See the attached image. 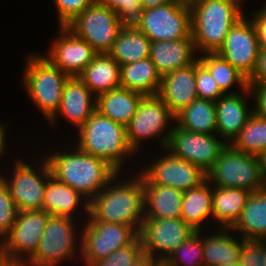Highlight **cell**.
<instances>
[{"label":"cell","instance_id":"obj_28","mask_svg":"<svg viewBox=\"0 0 266 266\" xmlns=\"http://www.w3.org/2000/svg\"><path fill=\"white\" fill-rule=\"evenodd\" d=\"M121 87L145 95H156L161 85V75L150 57L120 66Z\"/></svg>","mask_w":266,"mask_h":266},{"label":"cell","instance_id":"obj_49","mask_svg":"<svg viewBox=\"0 0 266 266\" xmlns=\"http://www.w3.org/2000/svg\"><path fill=\"white\" fill-rule=\"evenodd\" d=\"M261 168H262V180L263 185L266 188V153L261 157Z\"/></svg>","mask_w":266,"mask_h":266},{"label":"cell","instance_id":"obj_6","mask_svg":"<svg viewBox=\"0 0 266 266\" xmlns=\"http://www.w3.org/2000/svg\"><path fill=\"white\" fill-rule=\"evenodd\" d=\"M24 75L27 93L36 106L51 119L59 109L65 82L70 77L39 55L28 57Z\"/></svg>","mask_w":266,"mask_h":266},{"label":"cell","instance_id":"obj_8","mask_svg":"<svg viewBox=\"0 0 266 266\" xmlns=\"http://www.w3.org/2000/svg\"><path fill=\"white\" fill-rule=\"evenodd\" d=\"M122 26L119 16L97 0L65 27L97 53H109Z\"/></svg>","mask_w":266,"mask_h":266},{"label":"cell","instance_id":"obj_16","mask_svg":"<svg viewBox=\"0 0 266 266\" xmlns=\"http://www.w3.org/2000/svg\"><path fill=\"white\" fill-rule=\"evenodd\" d=\"M43 161L40 168L42 177L37 175L31 166L21 161L15 164L11 181L0 176L7 185L18 211L42 210L47 178L52 175L47 159Z\"/></svg>","mask_w":266,"mask_h":266},{"label":"cell","instance_id":"obj_20","mask_svg":"<svg viewBox=\"0 0 266 266\" xmlns=\"http://www.w3.org/2000/svg\"><path fill=\"white\" fill-rule=\"evenodd\" d=\"M91 95V90L77 76L69 77L63 88L59 109L50 120L53 122L60 113L79 129L96 111V97L93 101Z\"/></svg>","mask_w":266,"mask_h":266},{"label":"cell","instance_id":"obj_17","mask_svg":"<svg viewBox=\"0 0 266 266\" xmlns=\"http://www.w3.org/2000/svg\"><path fill=\"white\" fill-rule=\"evenodd\" d=\"M154 164V165H153ZM142 174L153 184L172 187L185 192L197 187L206 179L198 166L174 156L171 152L157 160Z\"/></svg>","mask_w":266,"mask_h":266},{"label":"cell","instance_id":"obj_50","mask_svg":"<svg viewBox=\"0 0 266 266\" xmlns=\"http://www.w3.org/2000/svg\"><path fill=\"white\" fill-rule=\"evenodd\" d=\"M4 127L0 125V155L2 154V152L4 151L3 149L5 148V133H4Z\"/></svg>","mask_w":266,"mask_h":266},{"label":"cell","instance_id":"obj_1","mask_svg":"<svg viewBox=\"0 0 266 266\" xmlns=\"http://www.w3.org/2000/svg\"><path fill=\"white\" fill-rule=\"evenodd\" d=\"M76 148L71 154L53 153L48 156L47 161L52 176L87 198L84 207L89 213L90 198H94L110 185L109 183L116 179L118 172L105 160L83 152L77 146Z\"/></svg>","mask_w":266,"mask_h":266},{"label":"cell","instance_id":"obj_3","mask_svg":"<svg viewBox=\"0 0 266 266\" xmlns=\"http://www.w3.org/2000/svg\"><path fill=\"white\" fill-rule=\"evenodd\" d=\"M136 178L105 187L90 199L88 214L91 218L88 221L119 223L133 227L139 233L145 208L142 177L139 174Z\"/></svg>","mask_w":266,"mask_h":266},{"label":"cell","instance_id":"obj_54","mask_svg":"<svg viewBox=\"0 0 266 266\" xmlns=\"http://www.w3.org/2000/svg\"><path fill=\"white\" fill-rule=\"evenodd\" d=\"M262 10L266 13V6L264 8H262Z\"/></svg>","mask_w":266,"mask_h":266},{"label":"cell","instance_id":"obj_44","mask_svg":"<svg viewBox=\"0 0 266 266\" xmlns=\"http://www.w3.org/2000/svg\"><path fill=\"white\" fill-rule=\"evenodd\" d=\"M248 83H266V48H260L256 70Z\"/></svg>","mask_w":266,"mask_h":266},{"label":"cell","instance_id":"obj_31","mask_svg":"<svg viewBox=\"0 0 266 266\" xmlns=\"http://www.w3.org/2000/svg\"><path fill=\"white\" fill-rule=\"evenodd\" d=\"M205 179L197 187L186 190L183 194L181 219L194 230L200 231L207 217L213 216L212 189Z\"/></svg>","mask_w":266,"mask_h":266},{"label":"cell","instance_id":"obj_25","mask_svg":"<svg viewBox=\"0 0 266 266\" xmlns=\"http://www.w3.org/2000/svg\"><path fill=\"white\" fill-rule=\"evenodd\" d=\"M77 77L94 96L121 87L120 64L108 53H98Z\"/></svg>","mask_w":266,"mask_h":266},{"label":"cell","instance_id":"obj_33","mask_svg":"<svg viewBox=\"0 0 266 266\" xmlns=\"http://www.w3.org/2000/svg\"><path fill=\"white\" fill-rule=\"evenodd\" d=\"M225 230H229V228H221L222 232L219 231L220 233L214 234V236L202 238L205 266H220L238 262L242 241L235 240V237H231Z\"/></svg>","mask_w":266,"mask_h":266},{"label":"cell","instance_id":"obj_14","mask_svg":"<svg viewBox=\"0 0 266 266\" xmlns=\"http://www.w3.org/2000/svg\"><path fill=\"white\" fill-rule=\"evenodd\" d=\"M74 233L72 218L50 215L36 253L24 264L55 266L61 260L70 258L75 250Z\"/></svg>","mask_w":266,"mask_h":266},{"label":"cell","instance_id":"obj_22","mask_svg":"<svg viewBox=\"0 0 266 266\" xmlns=\"http://www.w3.org/2000/svg\"><path fill=\"white\" fill-rule=\"evenodd\" d=\"M140 175L144 193V208L147 206L144 209L147 211L144 213V218H181L184 192L172 187L153 184L143 174L140 173Z\"/></svg>","mask_w":266,"mask_h":266},{"label":"cell","instance_id":"obj_19","mask_svg":"<svg viewBox=\"0 0 266 266\" xmlns=\"http://www.w3.org/2000/svg\"><path fill=\"white\" fill-rule=\"evenodd\" d=\"M176 116L198 98L195 81V63L161 76L157 94Z\"/></svg>","mask_w":266,"mask_h":266},{"label":"cell","instance_id":"obj_39","mask_svg":"<svg viewBox=\"0 0 266 266\" xmlns=\"http://www.w3.org/2000/svg\"><path fill=\"white\" fill-rule=\"evenodd\" d=\"M113 10L123 25H134L140 18L143 7L140 0H99Z\"/></svg>","mask_w":266,"mask_h":266},{"label":"cell","instance_id":"obj_4","mask_svg":"<svg viewBox=\"0 0 266 266\" xmlns=\"http://www.w3.org/2000/svg\"><path fill=\"white\" fill-rule=\"evenodd\" d=\"M78 130V148L105 160L118 173L124 161L123 157L134 152L127 140L126 126L114 122L98 111Z\"/></svg>","mask_w":266,"mask_h":266},{"label":"cell","instance_id":"obj_5","mask_svg":"<svg viewBox=\"0 0 266 266\" xmlns=\"http://www.w3.org/2000/svg\"><path fill=\"white\" fill-rule=\"evenodd\" d=\"M206 179L214 186L239 188L255 192L264 188L261 158L232 147L230 143L220 152L213 167L206 173Z\"/></svg>","mask_w":266,"mask_h":266},{"label":"cell","instance_id":"obj_21","mask_svg":"<svg viewBox=\"0 0 266 266\" xmlns=\"http://www.w3.org/2000/svg\"><path fill=\"white\" fill-rule=\"evenodd\" d=\"M194 49L197 50L193 38L155 41L150 44L149 57L158 73L163 76L196 63L199 58H194Z\"/></svg>","mask_w":266,"mask_h":266},{"label":"cell","instance_id":"obj_48","mask_svg":"<svg viewBox=\"0 0 266 266\" xmlns=\"http://www.w3.org/2000/svg\"><path fill=\"white\" fill-rule=\"evenodd\" d=\"M0 266H26L23 262H16L0 257Z\"/></svg>","mask_w":266,"mask_h":266},{"label":"cell","instance_id":"obj_47","mask_svg":"<svg viewBox=\"0 0 266 266\" xmlns=\"http://www.w3.org/2000/svg\"><path fill=\"white\" fill-rule=\"evenodd\" d=\"M187 0H140L143 9L165 5L174 2H185Z\"/></svg>","mask_w":266,"mask_h":266},{"label":"cell","instance_id":"obj_38","mask_svg":"<svg viewBox=\"0 0 266 266\" xmlns=\"http://www.w3.org/2000/svg\"><path fill=\"white\" fill-rule=\"evenodd\" d=\"M142 253V242L138 236L130 245L116 250L92 266H131Z\"/></svg>","mask_w":266,"mask_h":266},{"label":"cell","instance_id":"obj_42","mask_svg":"<svg viewBox=\"0 0 266 266\" xmlns=\"http://www.w3.org/2000/svg\"><path fill=\"white\" fill-rule=\"evenodd\" d=\"M60 27H65L77 15L97 0H55Z\"/></svg>","mask_w":266,"mask_h":266},{"label":"cell","instance_id":"obj_35","mask_svg":"<svg viewBox=\"0 0 266 266\" xmlns=\"http://www.w3.org/2000/svg\"><path fill=\"white\" fill-rule=\"evenodd\" d=\"M204 57L199 58V61L209 70L210 74L218 84L224 94H227V89L235 84H239L242 90L246 93L248 89V79L243 76L235 67H233L223 57L217 53H205Z\"/></svg>","mask_w":266,"mask_h":266},{"label":"cell","instance_id":"obj_53","mask_svg":"<svg viewBox=\"0 0 266 266\" xmlns=\"http://www.w3.org/2000/svg\"><path fill=\"white\" fill-rule=\"evenodd\" d=\"M156 266H169L165 261H160Z\"/></svg>","mask_w":266,"mask_h":266},{"label":"cell","instance_id":"obj_24","mask_svg":"<svg viewBox=\"0 0 266 266\" xmlns=\"http://www.w3.org/2000/svg\"><path fill=\"white\" fill-rule=\"evenodd\" d=\"M144 95L119 87L96 97V111L124 126L130 123Z\"/></svg>","mask_w":266,"mask_h":266},{"label":"cell","instance_id":"obj_27","mask_svg":"<svg viewBox=\"0 0 266 266\" xmlns=\"http://www.w3.org/2000/svg\"><path fill=\"white\" fill-rule=\"evenodd\" d=\"M151 40L135 25H123L108 53L120 66L150 56Z\"/></svg>","mask_w":266,"mask_h":266},{"label":"cell","instance_id":"obj_13","mask_svg":"<svg viewBox=\"0 0 266 266\" xmlns=\"http://www.w3.org/2000/svg\"><path fill=\"white\" fill-rule=\"evenodd\" d=\"M216 137L211 134L190 132L174 125L166 150L207 173L228 144Z\"/></svg>","mask_w":266,"mask_h":266},{"label":"cell","instance_id":"obj_29","mask_svg":"<svg viewBox=\"0 0 266 266\" xmlns=\"http://www.w3.org/2000/svg\"><path fill=\"white\" fill-rule=\"evenodd\" d=\"M250 193L239 188L214 187L212 191L213 217L219 220L221 228L230 229L235 224Z\"/></svg>","mask_w":266,"mask_h":266},{"label":"cell","instance_id":"obj_40","mask_svg":"<svg viewBox=\"0 0 266 266\" xmlns=\"http://www.w3.org/2000/svg\"><path fill=\"white\" fill-rule=\"evenodd\" d=\"M18 214V209L13 201L5 182L0 178V236H6Z\"/></svg>","mask_w":266,"mask_h":266},{"label":"cell","instance_id":"obj_43","mask_svg":"<svg viewBox=\"0 0 266 266\" xmlns=\"http://www.w3.org/2000/svg\"><path fill=\"white\" fill-rule=\"evenodd\" d=\"M249 92L254 93L256 108L253 113L266 117V83H248Z\"/></svg>","mask_w":266,"mask_h":266},{"label":"cell","instance_id":"obj_12","mask_svg":"<svg viewBox=\"0 0 266 266\" xmlns=\"http://www.w3.org/2000/svg\"><path fill=\"white\" fill-rule=\"evenodd\" d=\"M49 216L44 210L18 211L14 225L0 244V257L22 262L18 255L26 252L30 259L36 253Z\"/></svg>","mask_w":266,"mask_h":266},{"label":"cell","instance_id":"obj_46","mask_svg":"<svg viewBox=\"0 0 266 266\" xmlns=\"http://www.w3.org/2000/svg\"><path fill=\"white\" fill-rule=\"evenodd\" d=\"M161 260L150 254L142 253L131 266H156Z\"/></svg>","mask_w":266,"mask_h":266},{"label":"cell","instance_id":"obj_41","mask_svg":"<svg viewBox=\"0 0 266 266\" xmlns=\"http://www.w3.org/2000/svg\"><path fill=\"white\" fill-rule=\"evenodd\" d=\"M239 266H265L264 240H248L242 238Z\"/></svg>","mask_w":266,"mask_h":266},{"label":"cell","instance_id":"obj_23","mask_svg":"<svg viewBox=\"0 0 266 266\" xmlns=\"http://www.w3.org/2000/svg\"><path fill=\"white\" fill-rule=\"evenodd\" d=\"M245 102V97L236 92L224 94L215 102L217 132L229 142L234 140L253 113L247 111Z\"/></svg>","mask_w":266,"mask_h":266},{"label":"cell","instance_id":"obj_15","mask_svg":"<svg viewBox=\"0 0 266 266\" xmlns=\"http://www.w3.org/2000/svg\"><path fill=\"white\" fill-rule=\"evenodd\" d=\"M194 230L181 218L177 219H153L144 218L142 227L138 233L142 242L143 253L155 257V250L163 252L159 260L165 261L182 243H184ZM168 256H166V255Z\"/></svg>","mask_w":266,"mask_h":266},{"label":"cell","instance_id":"obj_9","mask_svg":"<svg viewBox=\"0 0 266 266\" xmlns=\"http://www.w3.org/2000/svg\"><path fill=\"white\" fill-rule=\"evenodd\" d=\"M83 232L81 251L88 266L130 245L139 236L133 227L108 222H88Z\"/></svg>","mask_w":266,"mask_h":266},{"label":"cell","instance_id":"obj_11","mask_svg":"<svg viewBox=\"0 0 266 266\" xmlns=\"http://www.w3.org/2000/svg\"><path fill=\"white\" fill-rule=\"evenodd\" d=\"M260 52L259 40L253 21L242 17L228 32L216 52L248 80L254 74Z\"/></svg>","mask_w":266,"mask_h":266},{"label":"cell","instance_id":"obj_45","mask_svg":"<svg viewBox=\"0 0 266 266\" xmlns=\"http://www.w3.org/2000/svg\"><path fill=\"white\" fill-rule=\"evenodd\" d=\"M254 15L252 21L257 30L259 46L266 48V13L261 9Z\"/></svg>","mask_w":266,"mask_h":266},{"label":"cell","instance_id":"obj_30","mask_svg":"<svg viewBox=\"0 0 266 266\" xmlns=\"http://www.w3.org/2000/svg\"><path fill=\"white\" fill-rule=\"evenodd\" d=\"M174 121L187 131L213 135L217 132L215 102L197 98L179 112Z\"/></svg>","mask_w":266,"mask_h":266},{"label":"cell","instance_id":"obj_51","mask_svg":"<svg viewBox=\"0 0 266 266\" xmlns=\"http://www.w3.org/2000/svg\"><path fill=\"white\" fill-rule=\"evenodd\" d=\"M264 264L266 266V240L264 241Z\"/></svg>","mask_w":266,"mask_h":266},{"label":"cell","instance_id":"obj_32","mask_svg":"<svg viewBox=\"0 0 266 266\" xmlns=\"http://www.w3.org/2000/svg\"><path fill=\"white\" fill-rule=\"evenodd\" d=\"M82 194L70 186L58 181L54 176L47 178L43 207L46 213L53 216L72 217Z\"/></svg>","mask_w":266,"mask_h":266},{"label":"cell","instance_id":"obj_36","mask_svg":"<svg viewBox=\"0 0 266 266\" xmlns=\"http://www.w3.org/2000/svg\"><path fill=\"white\" fill-rule=\"evenodd\" d=\"M200 232L201 230L192 234L173 253H171L169 257L165 259V262L169 266H178V263L180 262L183 263L182 265H185L184 263L188 264L186 266H205L202 237H200Z\"/></svg>","mask_w":266,"mask_h":266},{"label":"cell","instance_id":"obj_34","mask_svg":"<svg viewBox=\"0 0 266 266\" xmlns=\"http://www.w3.org/2000/svg\"><path fill=\"white\" fill-rule=\"evenodd\" d=\"M235 149L261 157L266 153V117L252 113L230 144Z\"/></svg>","mask_w":266,"mask_h":266},{"label":"cell","instance_id":"obj_26","mask_svg":"<svg viewBox=\"0 0 266 266\" xmlns=\"http://www.w3.org/2000/svg\"><path fill=\"white\" fill-rule=\"evenodd\" d=\"M239 230L243 239L266 240V188L251 192L239 218L230 228Z\"/></svg>","mask_w":266,"mask_h":266},{"label":"cell","instance_id":"obj_18","mask_svg":"<svg viewBox=\"0 0 266 266\" xmlns=\"http://www.w3.org/2000/svg\"><path fill=\"white\" fill-rule=\"evenodd\" d=\"M60 30V38L55 39L49 56L45 58L70 77L78 76L98 53L67 27H60Z\"/></svg>","mask_w":266,"mask_h":266},{"label":"cell","instance_id":"obj_2","mask_svg":"<svg viewBox=\"0 0 266 266\" xmlns=\"http://www.w3.org/2000/svg\"><path fill=\"white\" fill-rule=\"evenodd\" d=\"M242 0H189L191 35L196 48L216 53L229 30L244 17Z\"/></svg>","mask_w":266,"mask_h":266},{"label":"cell","instance_id":"obj_7","mask_svg":"<svg viewBox=\"0 0 266 266\" xmlns=\"http://www.w3.org/2000/svg\"><path fill=\"white\" fill-rule=\"evenodd\" d=\"M151 42L192 38L188 1L143 9L134 24Z\"/></svg>","mask_w":266,"mask_h":266},{"label":"cell","instance_id":"obj_10","mask_svg":"<svg viewBox=\"0 0 266 266\" xmlns=\"http://www.w3.org/2000/svg\"><path fill=\"white\" fill-rule=\"evenodd\" d=\"M171 119H176V116L157 94L143 96L135 115L126 126L127 140L132 150L137 151L140 139L144 140V138L155 136L162 137L161 142L166 149L174 127L164 133L166 135H160Z\"/></svg>","mask_w":266,"mask_h":266},{"label":"cell","instance_id":"obj_37","mask_svg":"<svg viewBox=\"0 0 266 266\" xmlns=\"http://www.w3.org/2000/svg\"><path fill=\"white\" fill-rule=\"evenodd\" d=\"M195 81L200 99L216 102L224 95L209 70L199 60L195 63Z\"/></svg>","mask_w":266,"mask_h":266},{"label":"cell","instance_id":"obj_52","mask_svg":"<svg viewBox=\"0 0 266 266\" xmlns=\"http://www.w3.org/2000/svg\"><path fill=\"white\" fill-rule=\"evenodd\" d=\"M220 266H239V263L235 262V263L223 264V265H220Z\"/></svg>","mask_w":266,"mask_h":266}]
</instances>
